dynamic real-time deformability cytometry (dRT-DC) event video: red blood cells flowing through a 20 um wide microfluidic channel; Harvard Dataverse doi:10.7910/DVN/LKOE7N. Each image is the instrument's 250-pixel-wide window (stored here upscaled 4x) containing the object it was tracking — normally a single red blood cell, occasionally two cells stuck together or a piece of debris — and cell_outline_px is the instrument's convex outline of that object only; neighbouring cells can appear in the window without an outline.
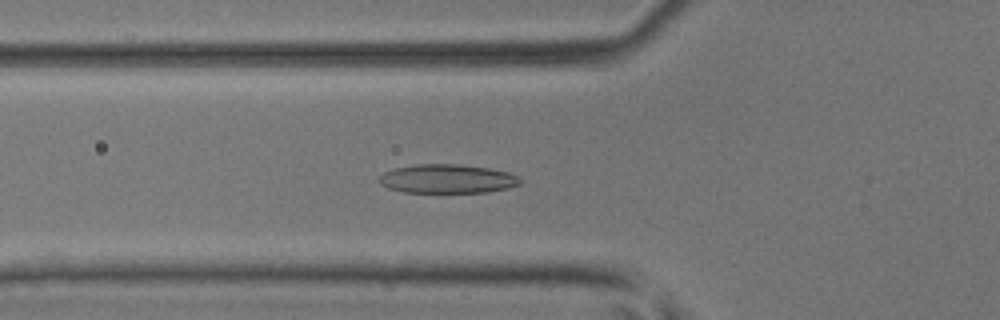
{"species": "common noctule bat (a hibernating species)", "species_latin": "Nyctalus noctula", "temperature_condition": "room temperature", "stored_images_in_passage": 26, "camera_frame_rate_fps": 3000, "um_per_image_px": 0.085, "animal": {"sex": "male", "body_mass_g": 17.9, "forearm_length_mm": 54.2}, "frame": {"image": 1, "passage_image": 10, "time_ms": 3.0, "image_size_px": [1000, 320], "cell_outline_px": [[524, 180], [520, 184], [508, 188], [488, 192], [404, 192], [388, 188], [380, 184], [376, 180], [384, 172], [396, 168], [416, 164], [456, 164], [488, 168], [508, 172], [520, 176]], "centroid_in_image_um": [38.04, 15.2], "position_along_channel_um": 87.8, "area_um2": 23.87}}
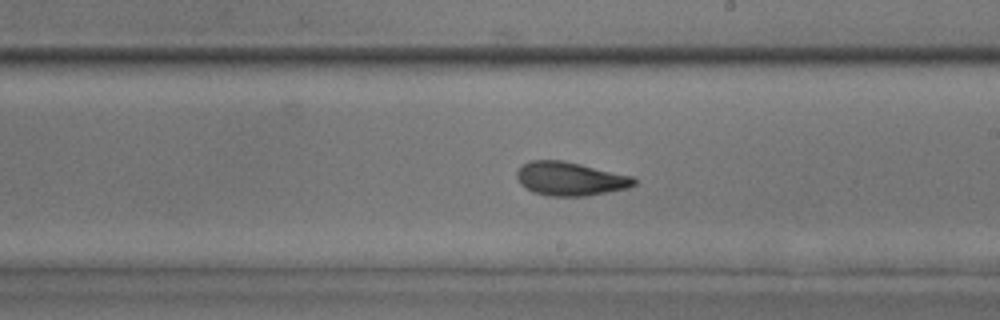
{"frame": {"image": 2, "passage_image": 21, "time_ms": 6.667, "image_size_px": [1000, 320], "cell_outline_px": [[636, 184], [628, 188], [584, 196], [552, 196], [532, 192], [524, 188], [516, 180], [516, 172], [524, 164], [532, 160], [560, 160], [580, 164], [632, 176], [636, 180]], "centroid_in_image_um": [48.43, 15.2], "position_along_channel_um": 240.6, "area_um2": 22.89}}
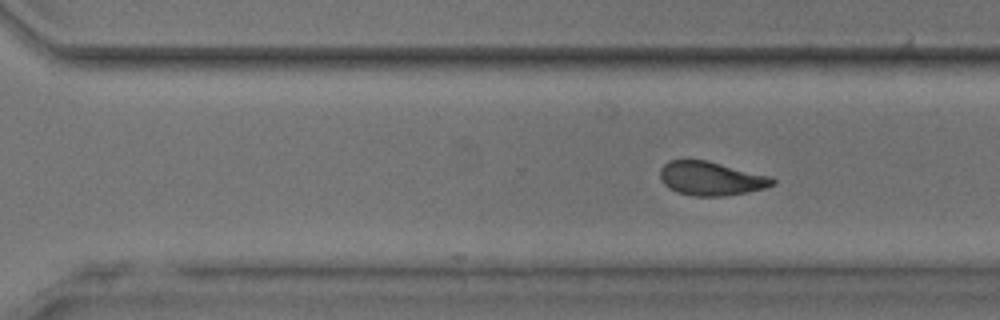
{"frame": {"image": 3, "passage_image": 26, "time_ms": 8.333, "image_size_px": [1000, 320], "cell_outline_px": [[776, 184], [764, 188], [724, 196], [692, 196], [676, 192], [668, 188], [660, 180], [660, 168], [668, 160], [704, 160], [772, 176], [776, 180]], "centroid_in_image_um": [60.42, 15.18], "position_along_channel_um": 310.2, "area_um2": 22.2}}